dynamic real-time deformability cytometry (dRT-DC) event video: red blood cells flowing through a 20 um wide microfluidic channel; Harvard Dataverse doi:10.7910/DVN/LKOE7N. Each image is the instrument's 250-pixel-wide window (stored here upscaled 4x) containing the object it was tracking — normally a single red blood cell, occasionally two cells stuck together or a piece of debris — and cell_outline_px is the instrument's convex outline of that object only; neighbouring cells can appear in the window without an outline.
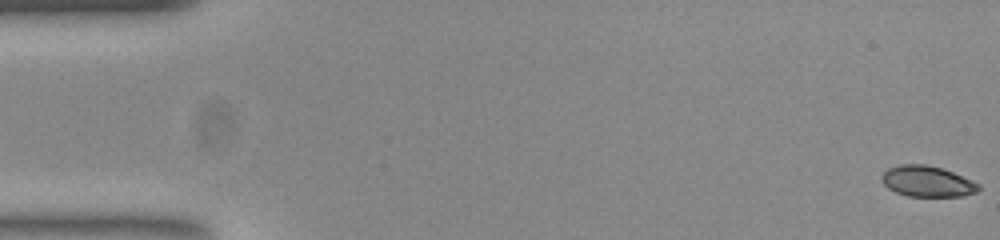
{"species": "common noctule bat (a hibernating species)", "species_latin": "Nyctalus noctula", "temperature_condition": "room temperature", "stored_images_in_passage": 53, "camera_frame_rate_fps": 3000, "um_per_image_px": 0.085, "animal": {"sex": "female", "body_mass_g": 23.0, "forearm_length_mm": 53.4}, "frame": {"image": 1, "passage_image": 1, "time_ms": 0.0, "image_size_px": [1000, 240], "cell_outline_px": [[980, 188], [976, 192], [964, 196], [908, 196], [896, 192], [888, 188], [880, 180], [880, 176], [888, 168], [900, 164], [924, 164], [940, 168], [952, 172], [972, 180], [980, 184]], "centroid_in_image_um": [78.8, 15.42], "position_along_channel_um": 6.2, "area_um2": 17.4}}
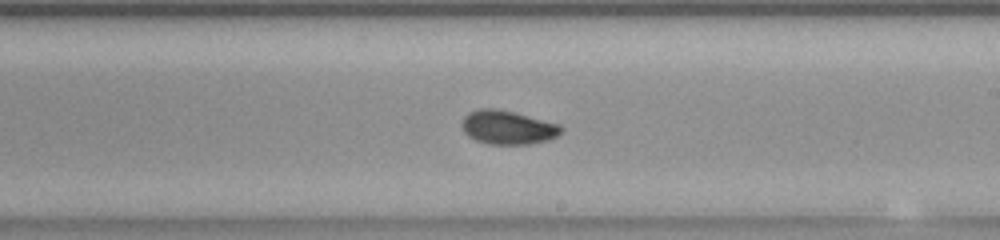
{"frame": {"image": 2, "passage_image": 31, "time_ms": 10.0, "image_size_px": [1000, 240], "cell_outline_px": [[564, 128], [556, 136], [548, 140], [528, 144], [488, 144], [476, 140], [468, 136], [464, 132], [460, 124], [464, 116], [468, 112], [480, 108], [496, 108], [560, 124]], "centroid_in_image_um": [43.12, 10.83], "position_along_channel_um": 245.9, "area_um2": 19.54}}
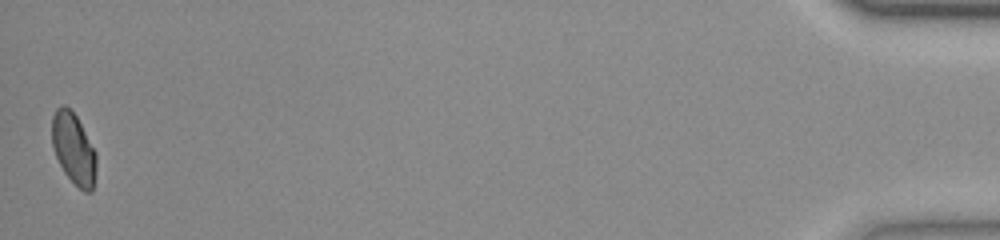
{"frame": {"image": 3, "passage_image": 53, "time_ms": 17.333, "image_size_px": [1000, 240], "cell_outline_px": [[96, 168], [92, 192], [84, 192], [64, 172], [56, 156], [52, 144], [52, 116], [56, 108], [60, 104], [64, 104], [76, 116], [96, 152]], "centroid_in_image_um": [6.25, 12.62], "position_along_channel_um": 429.0, "area_um2": 18.21}, "authors_computed_cell_mechanics": {"area_um2": 18.785, "velocity_mm_per_s": 3.8619, "shape_relaxation_time_tau1_ms": 4.7506, "shape_relaxation_time_tau2_ms": 1.3706, "deformation_change_tau1": 0.1299, "deformation_change_tau2": 0.0424}}